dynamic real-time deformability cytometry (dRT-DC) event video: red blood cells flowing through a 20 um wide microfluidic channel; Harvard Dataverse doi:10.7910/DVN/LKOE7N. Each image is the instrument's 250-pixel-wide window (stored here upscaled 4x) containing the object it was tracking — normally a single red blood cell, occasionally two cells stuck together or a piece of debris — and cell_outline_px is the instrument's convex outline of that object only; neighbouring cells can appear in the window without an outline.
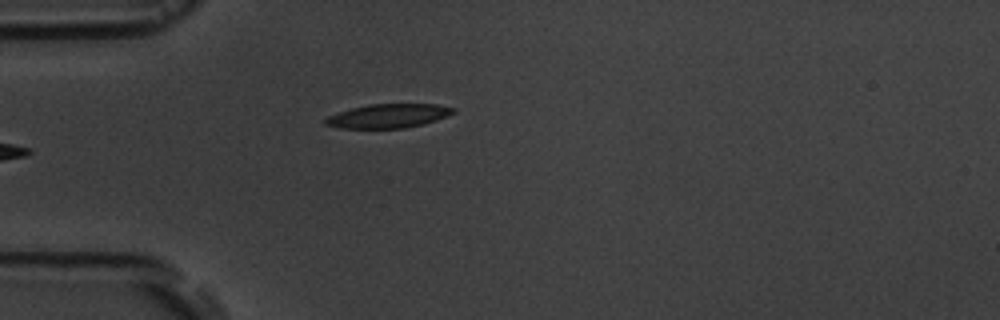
{"species": "common noctule bat (a hibernating species)", "species_latin": "Nyctalus noctula", "temperature_condition": "room temperature", "stored_images_in_passage": 8, "camera_frame_rate_fps": 3000, "um_per_image_px": 0.085, "animal": {"sex": "male", "body_mass_g": 19.5, "forearm_length_mm": 54.6}, "frame": {"image": 1, "passage_image": 6, "time_ms": 5.667, "image_size_px": [1000, 320], "cell_outline_px": [[456, 112], [436, 120], [404, 128], [340, 128], [324, 124], [324, 120], [328, 116], [352, 108], [368, 104], [436, 104], [456, 108]], "centroid_in_image_um": [33.01, 9.85], "position_along_channel_um": 52.0, "area_um2": 17.69}}
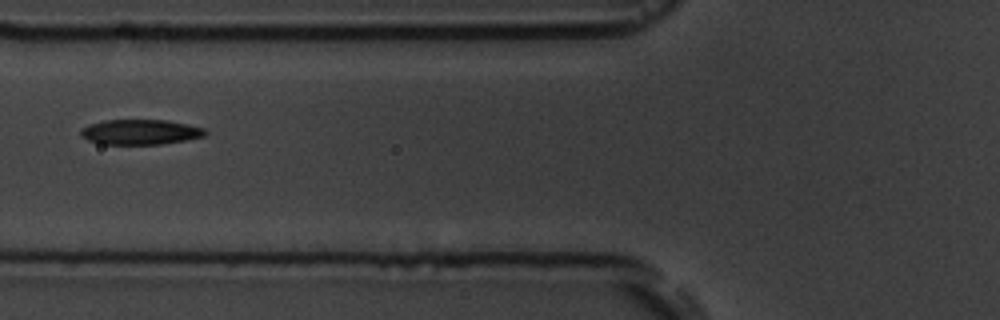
{"frame": {"image": 2, "passage_image": 8, "time_ms": 7.667, "image_size_px": [1000, 320], "cell_outline_px": [[208, 132], [204, 136], [188, 140], [160, 144], [104, 144], [88, 140], [80, 136], [80, 128], [88, 124], [104, 120], [168, 120], [188, 124], [204, 128]], "centroid_in_image_um": [11.92, 11.21], "position_along_channel_um": 113.9, "area_um2": 18.38}}